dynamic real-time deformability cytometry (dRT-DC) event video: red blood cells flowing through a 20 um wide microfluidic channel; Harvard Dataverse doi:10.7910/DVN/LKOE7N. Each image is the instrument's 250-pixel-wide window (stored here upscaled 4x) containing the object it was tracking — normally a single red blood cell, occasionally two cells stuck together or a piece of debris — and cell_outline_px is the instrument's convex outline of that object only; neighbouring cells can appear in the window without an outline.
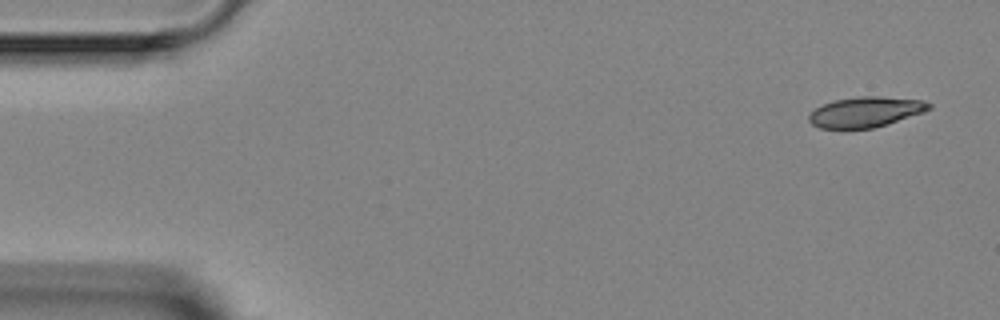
{"species": "Egyptian fruit bat (a non-hibernating species)", "species_latin": "Rousettus aegyptiacus", "temperature_condition": "room temperature", "stored_images_in_passage": 3, "camera_frame_rate_fps": 3000, "um_per_image_px": 0.085, "animal": {"sex": "female"}, "frame": {"image": 1, "passage_image": 1, "time_ms": 0.0, "image_size_px": [1000, 320], "cell_outline_px": [[932, 108], [924, 112], [872, 128], [820, 128], [812, 124], [808, 120], [808, 116], [816, 108], [824, 104], [836, 100], [860, 96], [880, 96], [924, 100], [932, 104]], "centroid_in_image_um": [73.6, 9.5], "position_along_channel_um": 11.4, "area_um2": 20.98}}